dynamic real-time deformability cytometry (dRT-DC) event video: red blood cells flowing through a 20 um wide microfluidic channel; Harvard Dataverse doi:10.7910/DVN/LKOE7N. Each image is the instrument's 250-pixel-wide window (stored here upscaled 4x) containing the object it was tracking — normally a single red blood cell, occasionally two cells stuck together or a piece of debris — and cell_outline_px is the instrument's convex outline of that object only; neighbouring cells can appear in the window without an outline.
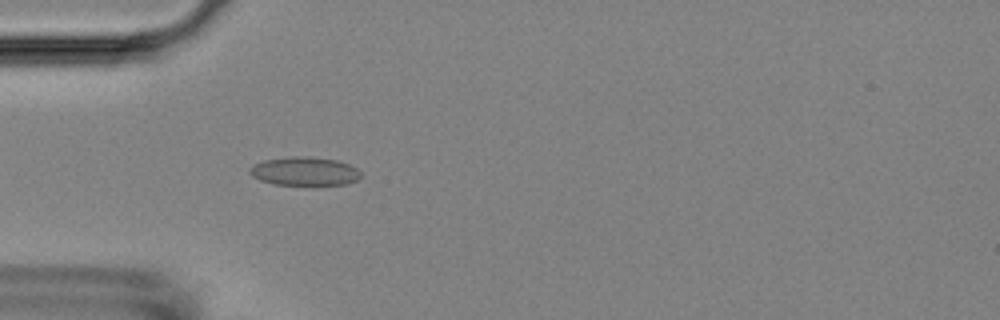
{"species": "Egyptian fruit bat (a non-hibernating species)", "species_latin": "Rousettus aegyptiacus", "temperature_condition": "room temperature", "stored_images_in_passage": 54, "camera_frame_rate_fps": 3000, "um_per_image_px": 0.085, "animal": {"sex": "female"}, "frame": {"image": 1, "passage_image": 16, "time_ms": 5.0, "image_size_px": [1000, 320], "cell_outline_px": [[364, 176], [348, 184], [272, 184], [260, 180], [252, 176], [248, 172], [248, 168], [264, 160], [292, 156], [308, 156], [336, 160], [348, 164], [356, 168]], "centroid_in_image_um": [25.89, 14.55], "position_along_channel_um": 59.1, "area_um2": 18.44}}
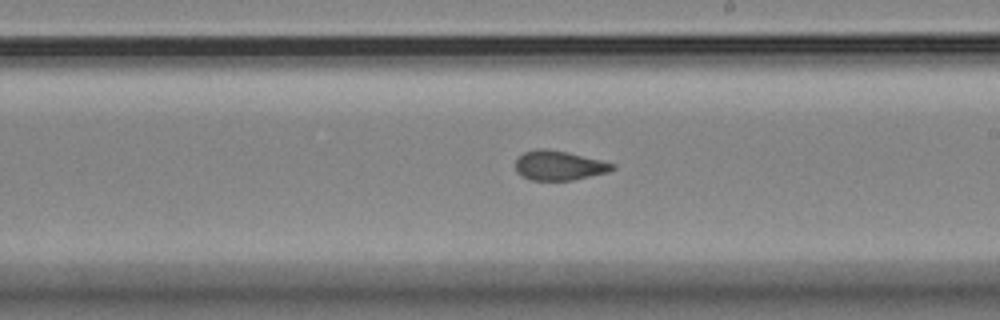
{"frame": {"image": 2, "passage_image": 31, "time_ms": 10.0, "image_size_px": [1000, 320], "cell_outline_px": [[616, 168], [608, 172], [572, 180], [528, 180], [516, 172], [516, 156], [524, 152], [536, 148], [548, 148], [568, 152], [616, 164]], "centroid_in_image_um": [47.48, 14.05], "position_along_channel_um": 241.5, "area_um2": 16.88}}
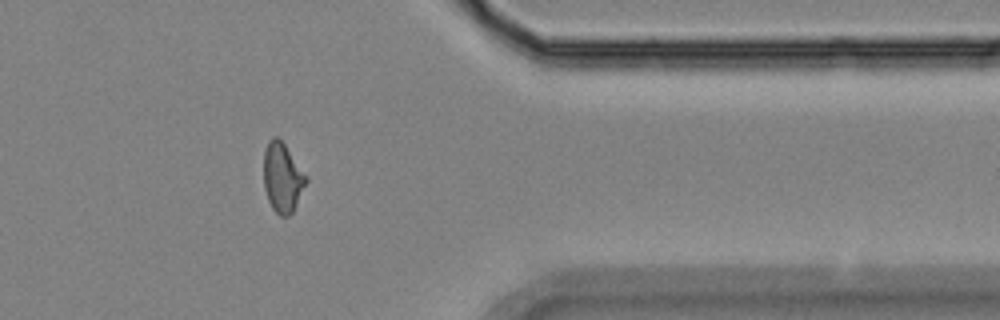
{"frame": {"image": 3, "passage_image": 44, "time_ms": 14.333, "image_size_px": [1000, 320], "cell_outline_px": [[308, 180], [292, 212], [288, 216], [280, 216], [272, 208], [268, 200], [264, 188], [264, 152], [268, 140], [272, 136], [276, 136], [284, 144], [308, 176]], "centroid_in_image_um": [24.01, 15.08], "position_along_channel_um": 387.4, "area_um2": 17.11}, "authors_computed_cell_mechanics": {"area_um2": 17.3111, "velocity_mm_per_s": 3.7017, "shape_relaxation_time_tau1_ms": null, "shape_relaxation_time_tau2_ms": 1.9174, "deformation_change_tau1": null, "deformation_change_tau2": 0.0654}}